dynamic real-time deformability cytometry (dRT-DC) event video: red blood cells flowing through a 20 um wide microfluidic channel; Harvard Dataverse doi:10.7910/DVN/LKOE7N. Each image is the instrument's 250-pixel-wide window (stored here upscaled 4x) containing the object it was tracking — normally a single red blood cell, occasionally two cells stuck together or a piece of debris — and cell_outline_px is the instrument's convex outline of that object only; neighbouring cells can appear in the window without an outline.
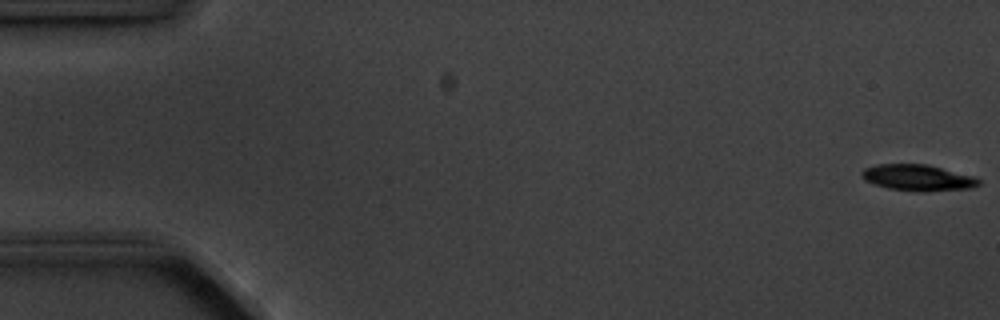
{"species": "common noctule bat (a hibernating species)", "species_latin": "Nyctalus noctula", "temperature_condition": "cold", "stored_images_in_passage": 15, "camera_frame_rate_fps": 3000, "um_per_image_px": 0.085, "animal": {"sex": "male", "body_mass_g": 20.1, "forearm_length_mm": 53.5}, "frame": {"image": 1, "passage_image": 1, "time_ms": 0.0, "image_size_px": [1000, 320], "cell_outline_px": [[980, 184], [972, 188], [924, 192], [920, 192], [888, 188], [864, 180], [860, 176], [860, 172], [864, 168], [876, 164], [928, 164], [976, 176], [980, 180]], "centroid_in_image_um": [78.04, 15.1], "position_along_channel_um": 7.0, "area_um2": 18.15}}
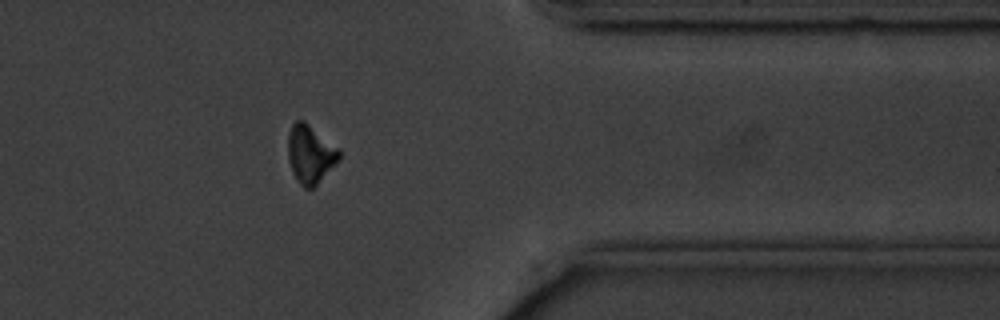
{"frame": {"image": 2, "passage_image": 13, "time_ms": 14.667, "image_size_px": [1000, 320], "cell_outline_px": [[340, 156], [316, 184], [312, 188], [304, 188], [296, 180], [292, 172], [288, 160], [288, 132], [292, 124], [296, 120], [304, 120], [340, 148]], "centroid_in_image_um": [26.34, 13.06], "position_along_channel_um": 385.1, "area_um2": 17.22}}
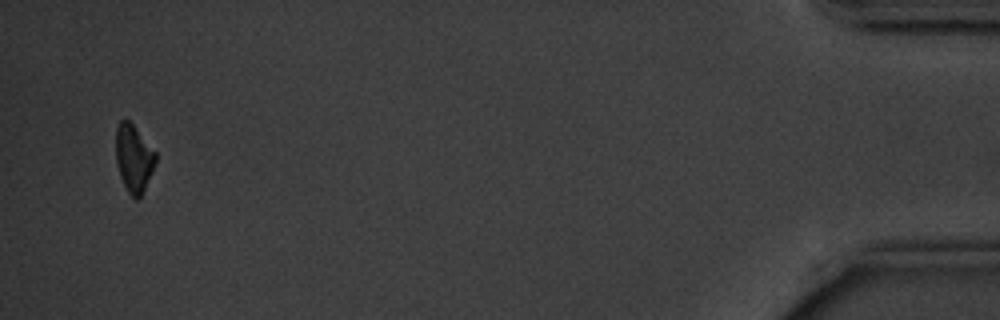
{"frame": {"image": 3, "passage_image": 15, "time_ms": 17.667, "image_size_px": [1000, 320], "cell_outline_px": [[156, 160], [152, 172], [140, 200], [136, 200], [128, 192], [120, 176], [116, 164], [116, 128], [120, 120], [124, 116], [132, 124], [156, 152]], "centroid_in_image_um": [11.36, 13.46], "position_along_channel_um": 423.8, "area_um2": 15.72}, "authors_computed_cell_mechanics": {"area_um2": 18.1492, "velocity_mm_per_s": 3.6027, "shape_relaxation_time_tau1_ms": 1.8597, "shape_relaxation_time_tau2_ms": null, "deformation_change_tau1": 0.144, "deformation_change_tau2": null}}